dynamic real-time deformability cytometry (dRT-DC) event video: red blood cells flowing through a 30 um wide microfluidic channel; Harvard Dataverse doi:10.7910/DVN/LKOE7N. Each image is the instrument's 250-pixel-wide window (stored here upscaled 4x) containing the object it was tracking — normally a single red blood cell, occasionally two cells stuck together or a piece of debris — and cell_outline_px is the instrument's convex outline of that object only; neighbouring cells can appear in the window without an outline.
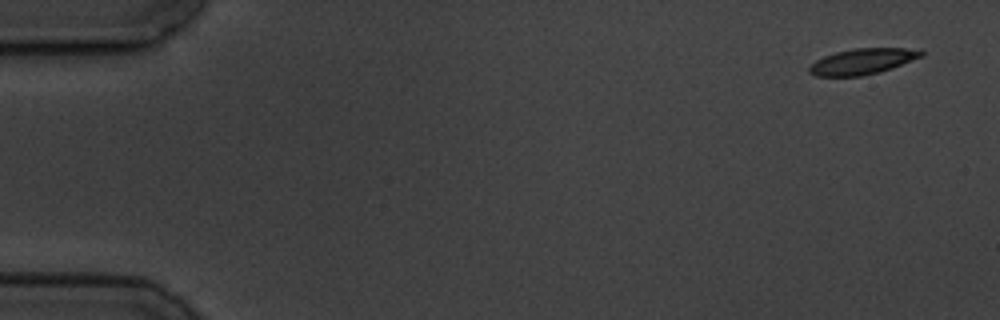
{"species": "common noctule bat (a hibernating species)", "species_latin": "Nyctalus noctula", "temperature_condition": "cold", "stored_images_in_passage": 5, "segment_of_instrument_passage": [1, 2], "camera_frame_rate_fps": 3000, "um_per_image_px": 0.085, "animal": {"sex": "male", "body_mass_g": 19.5, "forearm_length_mm": 54.6}, "frame": {"image": 1, "passage_image": 1, "time_ms": 0.0, "image_size_px": [1000, 320], "cell_outline_px": [[924, 56], [892, 68], [880, 72], [860, 76], [816, 76], [808, 72], [808, 68], [816, 60], [824, 56], [836, 52], [856, 48], [920, 48], [924, 52]], "centroid_in_image_um": [73.36, 5.21], "position_along_channel_um": 11.6, "area_um2": 16.94}}
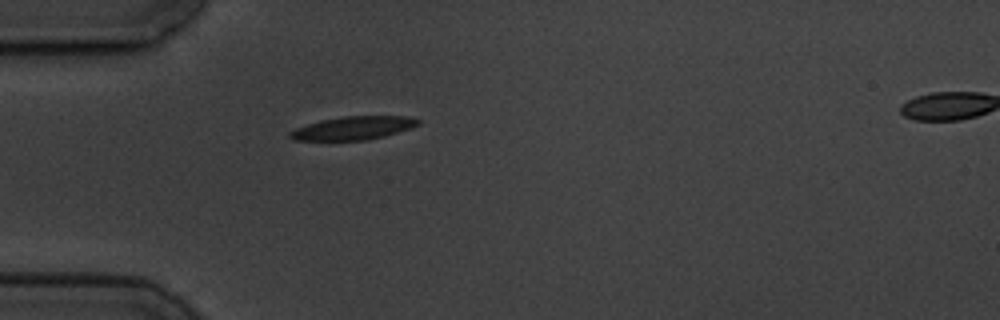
{"frame": {"image": 2, "passage_image": 4, "time_ms": 4.667, "image_size_px": [1000, 320], "cell_outline_px": [[420, 124], [412, 128], [384, 136], [368, 140], [292, 140], [288, 136], [288, 132], [296, 128], [320, 120], [344, 116], [408, 116], [420, 120]], "centroid_in_image_um": [30.03, 10.88], "position_along_channel_um": 55.0, "area_um2": 17.46}}